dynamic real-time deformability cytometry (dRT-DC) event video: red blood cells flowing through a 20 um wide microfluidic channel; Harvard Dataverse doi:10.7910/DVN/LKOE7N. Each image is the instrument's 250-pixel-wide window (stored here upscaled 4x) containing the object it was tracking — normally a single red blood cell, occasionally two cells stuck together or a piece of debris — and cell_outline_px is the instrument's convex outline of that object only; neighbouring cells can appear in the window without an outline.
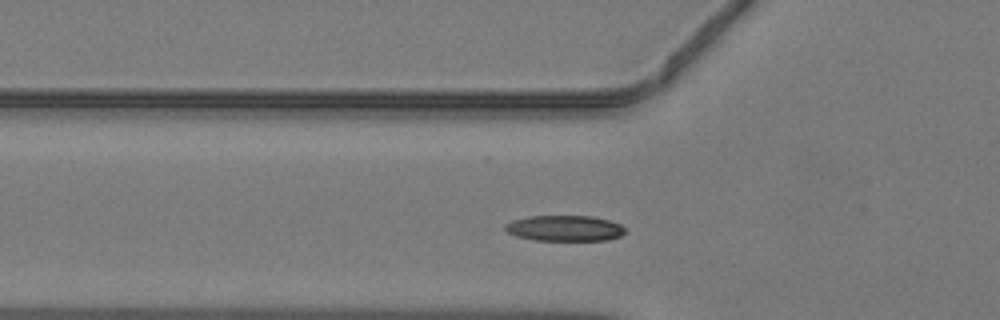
{"species": "common noctule bat (a hibernating species)", "species_latin": "Nyctalus noctula", "temperature_condition": "warm", "stored_images_in_passage": 39, "camera_frame_rate_fps": 3000, "um_per_image_px": 0.085, "animal": {"sex": "male", "body_mass_g": 19.2, "forearm_length_mm": 51.8}, "frame": {"image": 1, "passage_image": 8, "time_ms": 2.333, "image_size_px": [1000, 320], "cell_outline_px": [[628, 232], [620, 236], [608, 240], [536, 240], [516, 236], [508, 232], [504, 228], [504, 224], [512, 220], [528, 216], [592, 216], [608, 220], [620, 224]], "centroid_in_image_um": [48.0, 19.4], "position_along_channel_um": 77.8, "area_um2": 18.03}}
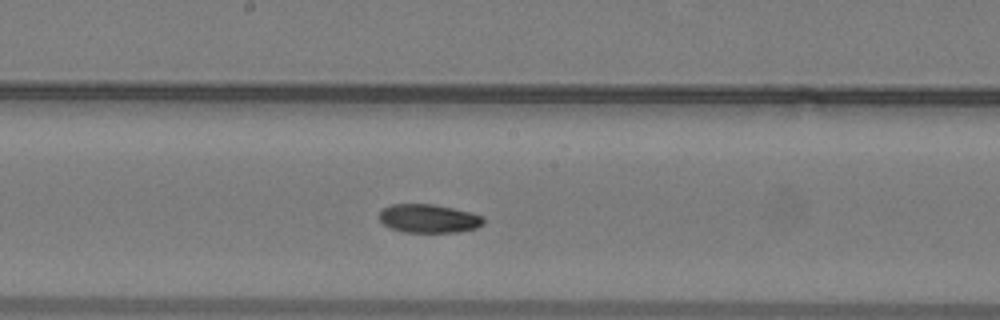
{"frame": {"image": 2, "passage_image": 17, "time_ms": 5.333, "image_size_px": [1000, 320], "cell_outline_px": [[484, 224], [476, 228], [456, 232], [404, 232], [388, 228], [380, 220], [380, 212], [384, 208], [392, 204], [432, 204], [472, 212], [484, 216]], "centroid_in_image_um": [36.46, 18.58], "position_along_channel_um": 211.7, "area_um2": 17.4}}
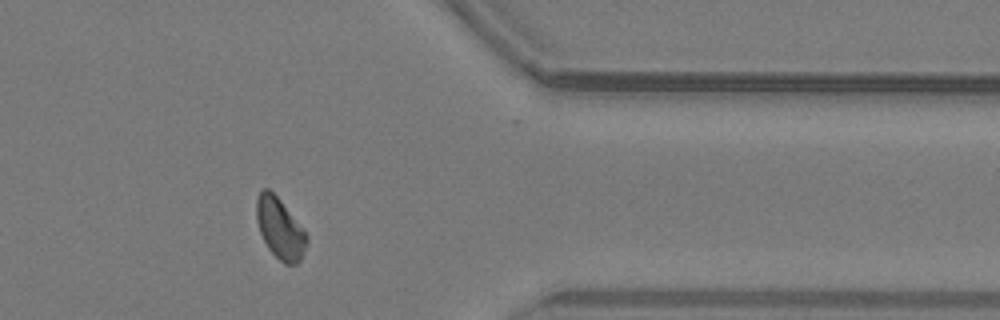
{"frame": {"image": 3, "passage_image": 30, "time_ms": 9.667, "image_size_px": [1000, 320], "cell_outline_px": [[308, 244], [300, 260], [296, 264], [284, 264], [268, 248], [260, 232], [256, 220], [256, 196], [264, 188], [268, 188], [280, 200], [304, 228], [308, 236]], "centroid_in_image_um": [23.81, 19.42], "position_along_channel_um": 387.6, "area_um2": 17.86}}